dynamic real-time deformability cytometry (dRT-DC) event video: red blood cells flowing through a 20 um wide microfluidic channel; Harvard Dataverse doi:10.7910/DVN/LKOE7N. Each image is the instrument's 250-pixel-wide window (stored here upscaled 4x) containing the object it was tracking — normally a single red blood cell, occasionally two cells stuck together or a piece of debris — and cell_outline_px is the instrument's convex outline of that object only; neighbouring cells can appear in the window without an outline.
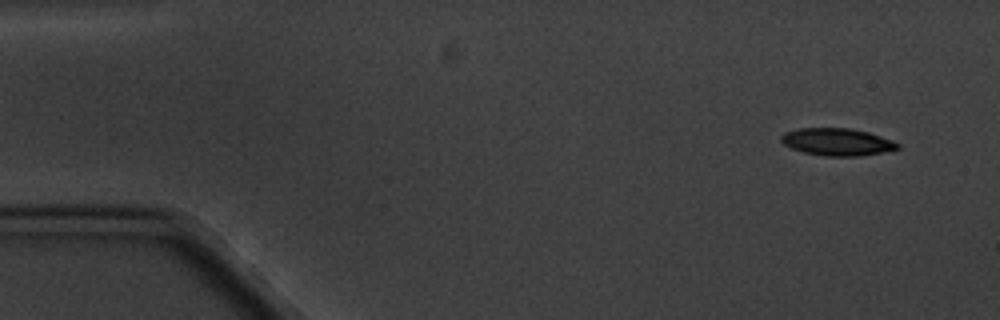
{"species": "common noctule bat (a hibernating species)", "species_latin": "Nyctalus noctula", "temperature_condition": "cold", "stored_images_in_passage": 16, "camera_frame_rate_fps": 3000, "um_per_image_px": 0.085, "animal": {"sex": "male", "body_mass_g": 20.1, "forearm_length_mm": 53.5}, "frame": {"image": 1, "passage_image": 1, "time_ms": 0.0, "image_size_px": [1000, 320], "cell_outline_px": [[900, 148], [860, 156], [824, 156], [804, 152], [792, 148], [784, 144], [780, 140], [780, 136], [784, 132], [800, 128], [848, 128], [868, 132], [892, 140], [900, 144]], "centroid_in_image_um": [71.13, 12.06], "position_along_channel_um": 13.9, "area_um2": 18.44}}
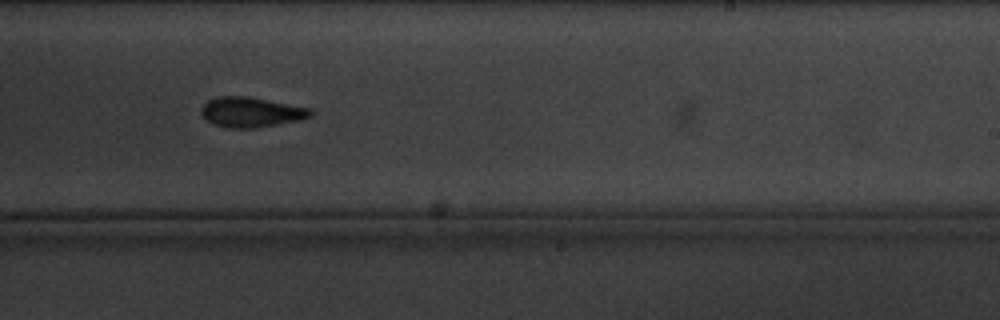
{"frame": {"image": 2, "passage_image": 10, "time_ms": 10.667, "image_size_px": [1000, 320], "cell_outline_px": [[312, 116], [300, 120], [256, 128], [228, 128], [212, 124], [200, 112], [200, 108], [208, 100], [216, 96], [248, 96], [312, 108]], "centroid_in_image_um": [21.35, 9.53], "position_along_channel_um": 267.7, "area_um2": 19.31}}
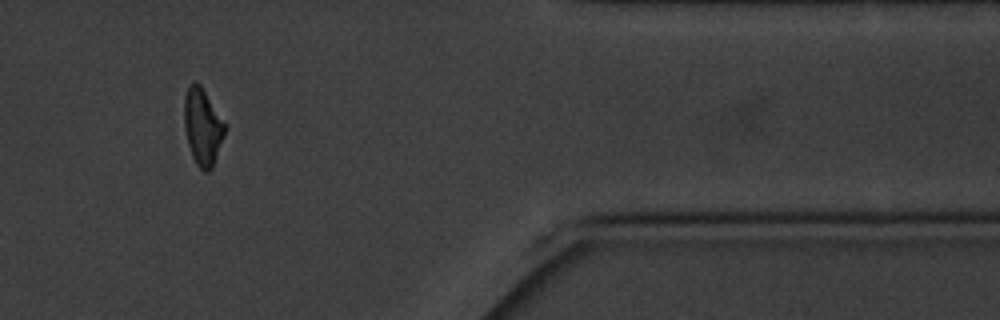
{"frame": {"image": 3, "passage_image": 14, "time_ms": 15.333, "image_size_px": [1000, 320], "cell_outline_px": [[228, 124], [224, 136], [212, 168], [208, 172], [204, 172], [196, 164], [192, 156], [188, 144], [184, 128], [184, 96], [188, 84], [192, 80], [196, 80], [200, 84]], "centroid_in_image_um": [17.23, 10.72], "position_along_channel_um": 394.2, "area_um2": 18.73}, "authors_computed_cell_mechanics": {"area_um2": 19.2185, "velocity_mm_per_s": 3.3361, "shape_relaxation_time_tau1_ms": 4.4842, "shape_relaxation_time_tau2_ms": null, "deformation_change_tau1": 0.1472, "deformation_change_tau2": null}}